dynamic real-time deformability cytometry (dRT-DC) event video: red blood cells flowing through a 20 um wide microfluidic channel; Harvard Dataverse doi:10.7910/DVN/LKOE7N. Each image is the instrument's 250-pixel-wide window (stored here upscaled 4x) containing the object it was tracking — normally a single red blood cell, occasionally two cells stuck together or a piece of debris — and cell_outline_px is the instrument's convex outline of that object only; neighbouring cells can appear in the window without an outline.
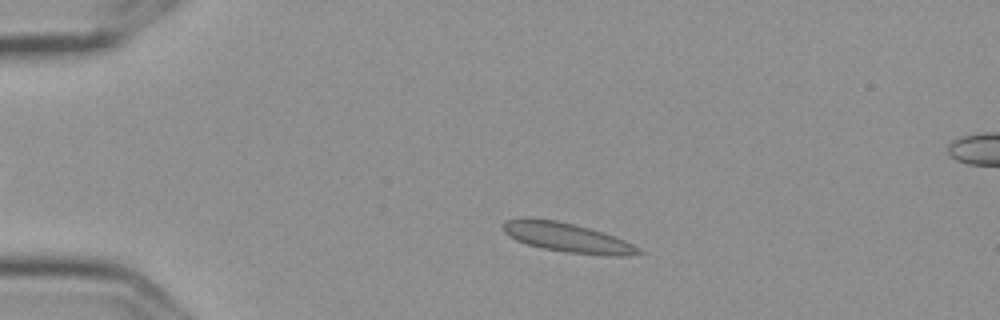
{"species": "Egyptian fruit bat (a non-hibernating species)", "species_latin": "Rousettus aegyptiacus", "temperature_condition": "cold", "stored_images_in_passage": 9, "camera_frame_rate_fps": 3000, "um_per_image_px": 0.085, "frame": {"image": 1, "passage_image": 1, "time_ms": 0.0, "image_size_px": [1000, 320], "cell_outline_px": [[644, 252], [628, 256], [608, 256], [568, 252], [540, 248], [516, 240], [504, 232], [504, 224], [508, 220], [524, 216], [528, 216], [556, 220], [588, 228], [616, 236], [640, 248]], "centroid_in_image_um": [48.22, 20.18], "position_along_channel_um": 36.8, "area_um2": 23.24}}
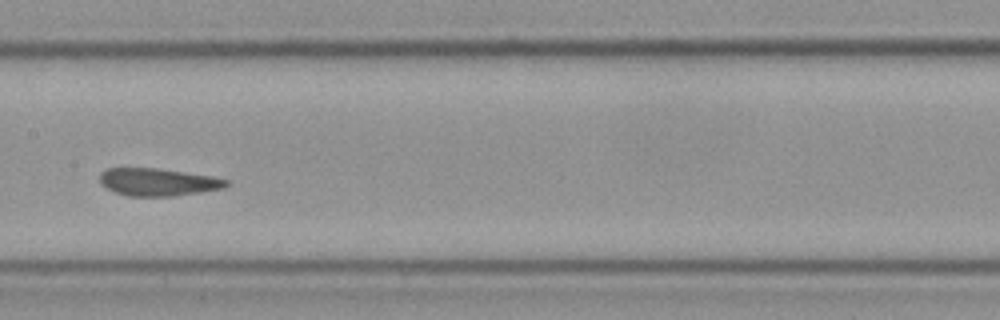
{"frame": {"image": 2, "passage_image": 6, "time_ms": 1.667, "image_size_px": [1000, 320], "cell_outline_px": [[228, 184], [224, 188], [200, 192], [172, 196], [128, 196], [116, 192], [100, 184], [100, 172], [108, 168], [156, 168], [212, 176], [228, 180]], "centroid_in_image_um": [13.41, 15.47], "position_along_channel_um": 194.0, "area_um2": 20.17}}
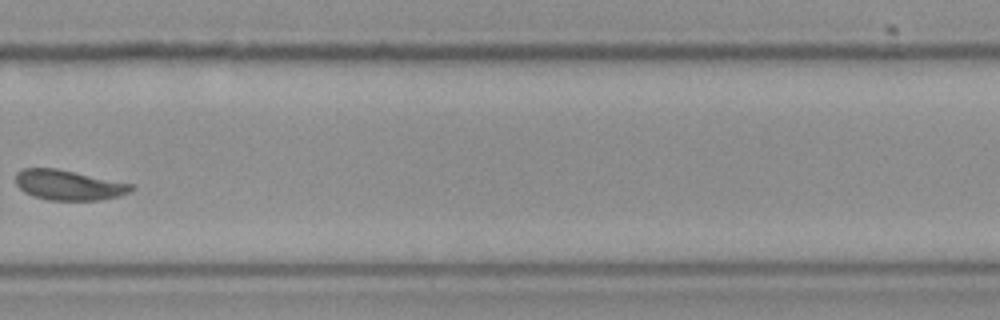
{"frame": {"image": 3, "passage_image": 9, "time_ms": 2.667, "image_size_px": [1000, 320], "cell_outline_px": [[136, 188], [120, 196], [100, 200], [48, 200], [32, 196], [24, 192], [16, 184], [16, 172], [24, 168], [56, 168], [132, 184]], "centroid_in_image_um": [5.81, 15.73], "position_along_channel_um": 324.0, "area_um2": 20.23}}